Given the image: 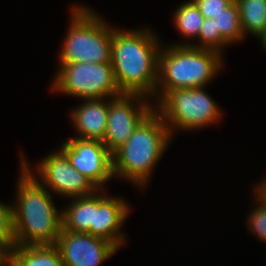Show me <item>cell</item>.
I'll return each instance as SVG.
<instances>
[{"mask_svg": "<svg viewBox=\"0 0 266 266\" xmlns=\"http://www.w3.org/2000/svg\"><path fill=\"white\" fill-rule=\"evenodd\" d=\"M239 7L241 27L246 34L259 38L266 32V0H235Z\"/></svg>", "mask_w": 266, "mask_h": 266, "instance_id": "obj_16", "label": "cell"}, {"mask_svg": "<svg viewBox=\"0 0 266 266\" xmlns=\"http://www.w3.org/2000/svg\"><path fill=\"white\" fill-rule=\"evenodd\" d=\"M173 18L174 25L180 34L190 39L198 38L204 17L192 0L180 5L174 12Z\"/></svg>", "mask_w": 266, "mask_h": 266, "instance_id": "obj_18", "label": "cell"}, {"mask_svg": "<svg viewBox=\"0 0 266 266\" xmlns=\"http://www.w3.org/2000/svg\"><path fill=\"white\" fill-rule=\"evenodd\" d=\"M216 31L227 44H234L244 39L239 14V7L234 0L220 15L215 17Z\"/></svg>", "mask_w": 266, "mask_h": 266, "instance_id": "obj_17", "label": "cell"}, {"mask_svg": "<svg viewBox=\"0 0 266 266\" xmlns=\"http://www.w3.org/2000/svg\"><path fill=\"white\" fill-rule=\"evenodd\" d=\"M254 192L257 203L266 209V179L256 186V190Z\"/></svg>", "mask_w": 266, "mask_h": 266, "instance_id": "obj_23", "label": "cell"}, {"mask_svg": "<svg viewBox=\"0 0 266 266\" xmlns=\"http://www.w3.org/2000/svg\"><path fill=\"white\" fill-rule=\"evenodd\" d=\"M171 138L162 117L153 110L127 142L112 153L113 176L123 177L145 188Z\"/></svg>", "mask_w": 266, "mask_h": 266, "instance_id": "obj_3", "label": "cell"}, {"mask_svg": "<svg viewBox=\"0 0 266 266\" xmlns=\"http://www.w3.org/2000/svg\"><path fill=\"white\" fill-rule=\"evenodd\" d=\"M16 202L12 205L16 245H54L62 228L53 197L21 155Z\"/></svg>", "mask_w": 266, "mask_h": 266, "instance_id": "obj_2", "label": "cell"}, {"mask_svg": "<svg viewBox=\"0 0 266 266\" xmlns=\"http://www.w3.org/2000/svg\"><path fill=\"white\" fill-rule=\"evenodd\" d=\"M0 266H19L7 253L1 254Z\"/></svg>", "mask_w": 266, "mask_h": 266, "instance_id": "obj_24", "label": "cell"}, {"mask_svg": "<svg viewBox=\"0 0 266 266\" xmlns=\"http://www.w3.org/2000/svg\"><path fill=\"white\" fill-rule=\"evenodd\" d=\"M222 55L215 50L190 45L173 44L161 48L156 99L159 101L174 89L205 87L222 70Z\"/></svg>", "mask_w": 266, "mask_h": 266, "instance_id": "obj_4", "label": "cell"}, {"mask_svg": "<svg viewBox=\"0 0 266 266\" xmlns=\"http://www.w3.org/2000/svg\"><path fill=\"white\" fill-rule=\"evenodd\" d=\"M256 205V208L248 216L247 226L260 240L266 242V209L258 203Z\"/></svg>", "mask_w": 266, "mask_h": 266, "instance_id": "obj_21", "label": "cell"}, {"mask_svg": "<svg viewBox=\"0 0 266 266\" xmlns=\"http://www.w3.org/2000/svg\"><path fill=\"white\" fill-rule=\"evenodd\" d=\"M144 98L135 94L110 98L102 142L111 153L125 144L138 125L154 110V106Z\"/></svg>", "mask_w": 266, "mask_h": 266, "instance_id": "obj_8", "label": "cell"}, {"mask_svg": "<svg viewBox=\"0 0 266 266\" xmlns=\"http://www.w3.org/2000/svg\"><path fill=\"white\" fill-rule=\"evenodd\" d=\"M37 179L48 190L61 196L72 198L93 195L99 189L78 170H76L67 155L59 149L46 156L37 166Z\"/></svg>", "mask_w": 266, "mask_h": 266, "instance_id": "obj_9", "label": "cell"}, {"mask_svg": "<svg viewBox=\"0 0 266 266\" xmlns=\"http://www.w3.org/2000/svg\"><path fill=\"white\" fill-rule=\"evenodd\" d=\"M204 18L220 15L234 0H192Z\"/></svg>", "mask_w": 266, "mask_h": 266, "instance_id": "obj_22", "label": "cell"}, {"mask_svg": "<svg viewBox=\"0 0 266 266\" xmlns=\"http://www.w3.org/2000/svg\"><path fill=\"white\" fill-rule=\"evenodd\" d=\"M72 166L86 176L98 189L113 176L112 153L100 140L70 138L60 148Z\"/></svg>", "mask_w": 266, "mask_h": 266, "instance_id": "obj_10", "label": "cell"}, {"mask_svg": "<svg viewBox=\"0 0 266 266\" xmlns=\"http://www.w3.org/2000/svg\"><path fill=\"white\" fill-rule=\"evenodd\" d=\"M71 21L59 52V65L111 63L113 28L86 6L72 7Z\"/></svg>", "mask_w": 266, "mask_h": 266, "instance_id": "obj_5", "label": "cell"}, {"mask_svg": "<svg viewBox=\"0 0 266 266\" xmlns=\"http://www.w3.org/2000/svg\"><path fill=\"white\" fill-rule=\"evenodd\" d=\"M154 106L172 135L174 128L194 130L210 126L221 119V109L204 87L168 91Z\"/></svg>", "mask_w": 266, "mask_h": 266, "instance_id": "obj_6", "label": "cell"}, {"mask_svg": "<svg viewBox=\"0 0 266 266\" xmlns=\"http://www.w3.org/2000/svg\"><path fill=\"white\" fill-rule=\"evenodd\" d=\"M199 43L198 45H196L194 43L190 44V43H178L176 45H190L196 48H205V49H211V50H215L218 51L222 54V48L225 47V45H228L221 37V34L219 33V31H216V25H215V18H209L206 19L204 18V21L202 23V27L199 31L198 34V38Z\"/></svg>", "mask_w": 266, "mask_h": 266, "instance_id": "obj_19", "label": "cell"}, {"mask_svg": "<svg viewBox=\"0 0 266 266\" xmlns=\"http://www.w3.org/2000/svg\"><path fill=\"white\" fill-rule=\"evenodd\" d=\"M19 266H66L54 245H15L7 253Z\"/></svg>", "mask_w": 266, "mask_h": 266, "instance_id": "obj_14", "label": "cell"}, {"mask_svg": "<svg viewBox=\"0 0 266 266\" xmlns=\"http://www.w3.org/2000/svg\"><path fill=\"white\" fill-rule=\"evenodd\" d=\"M102 191L99 189L93 194V224L90 234L105 239L120 249L126 242V236L120 227L130 213L129 205L124 198L110 197L106 193L103 195Z\"/></svg>", "mask_w": 266, "mask_h": 266, "instance_id": "obj_12", "label": "cell"}, {"mask_svg": "<svg viewBox=\"0 0 266 266\" xmlns=\"http://www.w3.org/2000/svg\"><path fill=\"white\" fill-rule=\"evenodd\" d=\"M59 69L55 74L52 91L83 100L115 98L122 95L111 63L76 62L60 65Z\"/></svg>", "mask_w": 266, "mask_h": 266, "instance_id": "obj_7", "label": "cell"}, {"mask_svg": "<svg viewBox=\"0 0 266 266\" xmlns=\"http://www.w3.org/2000/svg\"><path fill=\"white\" fill-rule=\"evenodd\" d=\"M259 39L261 40V46L263 47V49L265 50L266 52V32H264L260 37Z\"/></svg>", "mask_w": 266, "mask_h": 266, "instance_id": "obj_25", "label": "cell"}, {"mask_svg": "<svg viewBox=\"0 0 266 266\" xmlns=\"http://www.w3.org/2000/svg\"><path fill=\"white\" fill-rule=\"evenodd\" d=\"M84 103L71 111L72 123L78 131L77 138L100 140L105 136L109 100L84 99Z\"/></svg>", "mask_w": 266, "mask_h": 266, "instance_id": "obj_13", "label": "cell"}, {"mask_svg": "<svg viewBox=\"0 0 266 266\" xmlns=\"http://www.w3.org/2000/svg\"><path fill=\"white\" fill-rule=\"evenodd\" d=\"M11 205L0 201V252L8 253L15 245L13 209Z\"/></svg>", "mask_w": 266, "mask_h": 266, "instance_id": "obj_20", "label": "cell"}, {"mask_svg": "<svg viewBox=\"0 0 266 266\" xmlns=\"http://www.w3.org/2000/svg\"><path fill=\"white\" fill-rule=\"evenodd\" d=\"M55 245L66 266H99L118 251L115 245L105 239L62 228Z\"/></svg>", "mask_w": 266, "mask_h": 266, "instance_id": "obj_11", "label": "cell"}, {"mask_svg": "<svg viewBox=\"0 0 266 266\" xmlns=\"http://www.w3.org/2000/svg\"><path fill=\"white\" fill-rule=\"evenodd\" d=\"M156 36L149 28H113L111 65L122 94L155 96L162 47Z\"/></svg>", "mask_w": 266, "mask_h": 266, "instance_id": "obj_1", "label": "cell"}, {"mask_svg": "<svg viewBox=\"0 0 266 266\" xmlns=\"http://www.w3.org/2000/svg\"><path fill=\"white\" fill-rule=\"evenodd\" d=\"M61 212L62 229L74 233H89L93 224V195L73 198Z\"/></svg>", "mask_w": 266, "mask_h": 266, "instance_id": "obj_15", "label": "cell"}]
</instances>
